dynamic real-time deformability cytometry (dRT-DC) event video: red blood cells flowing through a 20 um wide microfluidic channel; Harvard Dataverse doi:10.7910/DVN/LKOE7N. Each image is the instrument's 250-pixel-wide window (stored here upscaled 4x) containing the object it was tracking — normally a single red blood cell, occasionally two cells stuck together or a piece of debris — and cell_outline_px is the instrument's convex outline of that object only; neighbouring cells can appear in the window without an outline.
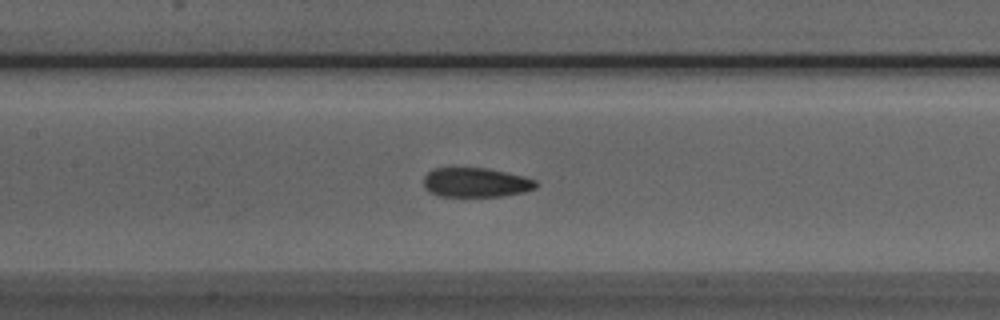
{"species": "Egyptian fruit bat (a non-hibernating species)", "species_latin": "Rousettus aegyptiacus", "temperature_condition": "room temperature", "stored_images_in_passage": 41, "camera_frame_rate_fps": 3000, "um_per_image_px": 0.085, "animal": {"sex": "male"}, "frame": {"image": 1, "passage_image": 13, "time_ms": 4.0, "image_size_px": [1000, 320], "cell_outline_px": [[536, 188], [524, 192], [504, 196], [440, 196], [428, 192], [424, 188], [424, 176], [432, 168], [488, 168], [524, 176], [536, 180]], "centroid_in_image_um": [40.43, 15.51], "position_along_channel_um": 167.0, "area_um2": 19.36}}
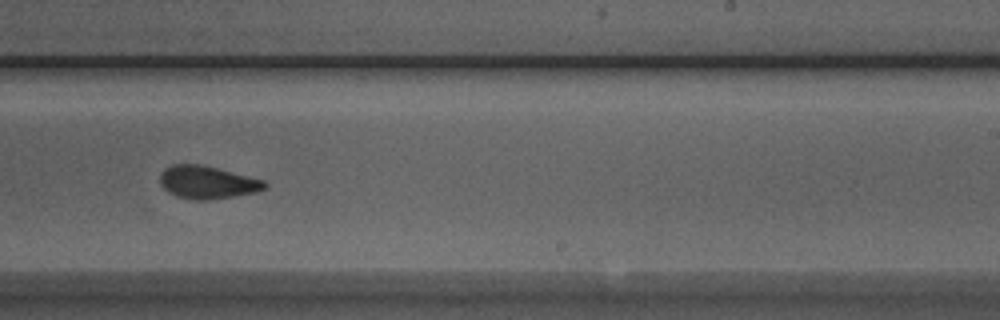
{"frame": {"image": 2, "passage_image": 21, "time_ms": 6.667, "image_size_px": [1000, 320], "cell_outline_px": [[268, 188], [256, 192], [208, 200], [192, 200], [176, 196], [168, 192], [160, 184], [160, 172], [164, 168], [172, 164], [200, 164], [264, 180], [268, 184]], "centroid_in_image_um": [17.6, 15.5], "position_along_channel_um": 271.4, "area_um2": 20.06}}
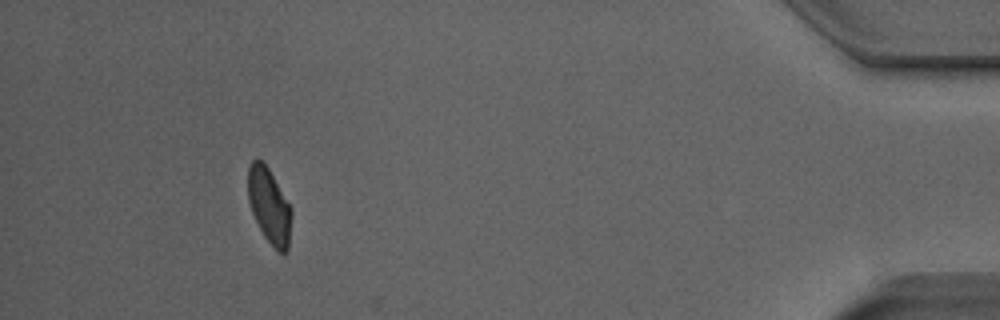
{"frame": {"image": 3, "passage_image": 37, "time_ms": 12.0, "image_size_px": [1000, 320], "cell_outline_px": [[292, 216], [288, 252], [284, 256], [264, 236], [252, 212], [248, 200], [248, 168], [252, 160], [256, 156], [264, 160], [292, 208]], "centroid_in_image_um": [22.9, 17.45], "position_along_channel_um": 412.3, "area_um2": 19.36}, "authors_computed_cell_mechanics": {"area_um2": 20.1144, "velocity_mm_per_s": 3.9302, "shape_relaxation_time_tau1_ms": 7.4209, "shape_relaxation_time_tau2_ms": 1.7459, "deformation_change_tau1": 0.1669, "deformation_change_tau2": 0.0728}}